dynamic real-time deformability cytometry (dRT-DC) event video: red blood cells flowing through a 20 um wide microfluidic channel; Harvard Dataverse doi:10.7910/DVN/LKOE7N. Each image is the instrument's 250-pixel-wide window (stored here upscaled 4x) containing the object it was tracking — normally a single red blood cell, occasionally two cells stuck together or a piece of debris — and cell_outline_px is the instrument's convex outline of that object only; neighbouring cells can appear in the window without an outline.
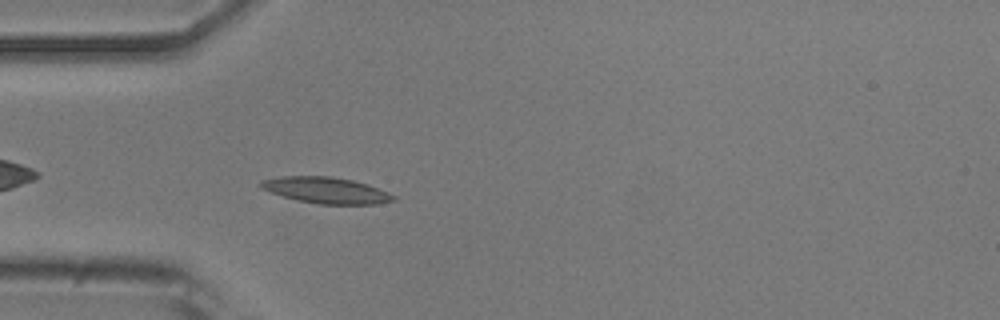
{"species": "common noctule bat (a hibernating species)", "species_latin": "Nyctalus noctula", "temperature_condition": "room temperature", "stored_images_in_passage": 40, "camera_frame_rate_fps": 3000, "um_per_image_px": 0.085, "animal": {"sex": "male", "body_mass_g": 20.5, "forearm_length_mm": 52.5}, "frame": {"image": 1, "passage_image": 3, "time_ms": 0.667, "image_size_px": [1000, 320], "cell_outline_px": [[396, 200], [376, 204], [316, 204], [296, 200], [260, 188], [256, 184], [260, 180], [280, 176], [332, 176], [352, 180], [368, 184], [388, 192], [396, 196]], "centroid_in_image_um": [27.69, 16.17], "position_along_channel_um": 57.3, "area_um2": 20.4}}
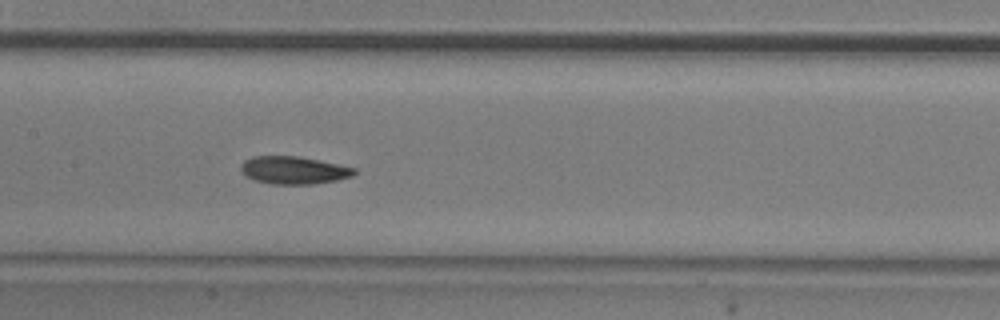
{"frame": {"image": 2, "passage_image": 13, "time_ms": 4.0, "image_size_px": [1000, 320], "cell_outline_px": [[356, 172], [352, 176], [336, 180], [312, 184], [272, 184], [256, 180], [244, 176], [240, 172], [240, 164], [244, 160], [252, 156], [296, 156], [356, 168]], "centroid_in_image_um": [24.9, 14.47], "position_along_channel_um": 182.5, "area_um2": 18.21}}
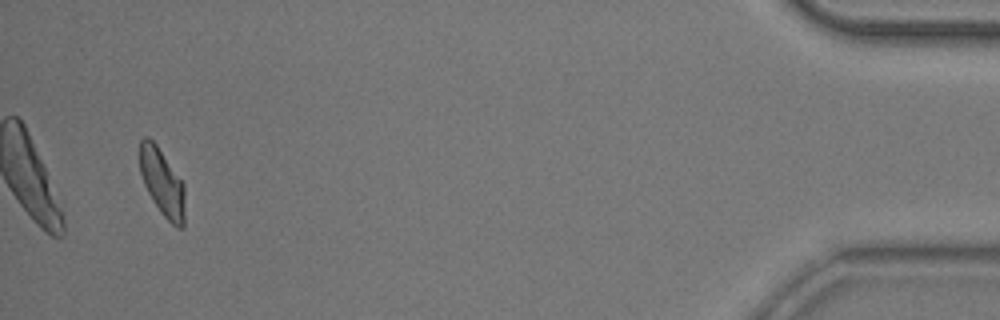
{"frame": {"image": 3, "passage_image": 38, "time_ms": 12.333, "image_size_px": [1000, 320], "cell_outline_px": [[184, 228], [176, 228], [160, 212], [152, 200], [144, 184], [140, 172], [140, 140], [144, 136], [148, 136], [156, 144], [184, 184]], "centroid_in_image_um": [13.78, 15.52], "position_along_channel_um": 421.4, "area_um2": 17.57}, "authors_computed_cell_mechanics": {"area_um2": 18.0914, "velocity_mm_per_s": 3.8382, "shape_relaxation_time_tau1_ms": 5.1731, "shape_relaxation_time_tau2_ms": 3.5856, "deformation_change_tau1": 0.1459, "deformation_change_tau2": 0.1053}}